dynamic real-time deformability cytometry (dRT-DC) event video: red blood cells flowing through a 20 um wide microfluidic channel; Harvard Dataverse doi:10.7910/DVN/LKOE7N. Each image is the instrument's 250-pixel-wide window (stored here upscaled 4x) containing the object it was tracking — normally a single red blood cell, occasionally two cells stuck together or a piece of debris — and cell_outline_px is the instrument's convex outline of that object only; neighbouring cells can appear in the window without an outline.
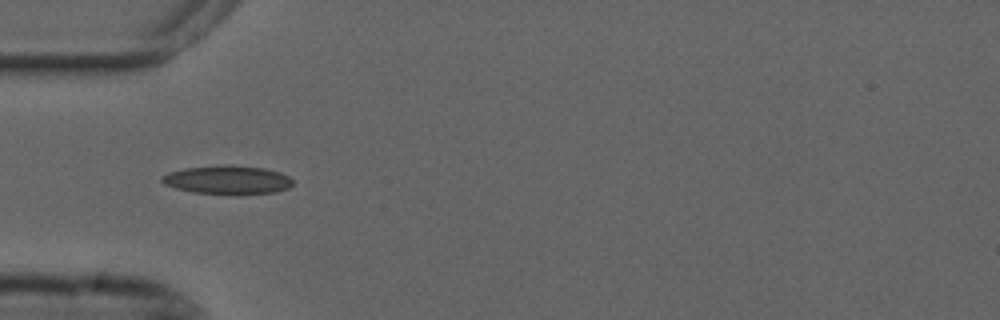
{"species": "common noctule bat (a hibernating species)", "species_latin": "Nyctalus noctula", "temperature_condition": "cold", "stored_images_in_passage": 10, "camera_frame_rate_fps": 3000, "um_per_image_px": 0.085, "animal": {"sex": "male", "forearm_length_mm": 52.5}, "frame": {"image": 1, "passage_image": 4, "time_ms": 1.0, "image_size_px": [1000, 320], "cell_outline_px": [[292, 184], [288, 188], [276, 192], [240, 196], [232, 196], [192, 192], [176, 188], [164, 184], [160, 180], [160, 176], [168, 172], [184, 168], [224, 164], [232, 164], [264, 168], [280, 172], [288, 176], [292, 180]], "centroid_in_image_um": [19.33, 15.31], "position_along_channel_um": 65.7, "area_um2": 22.66}}
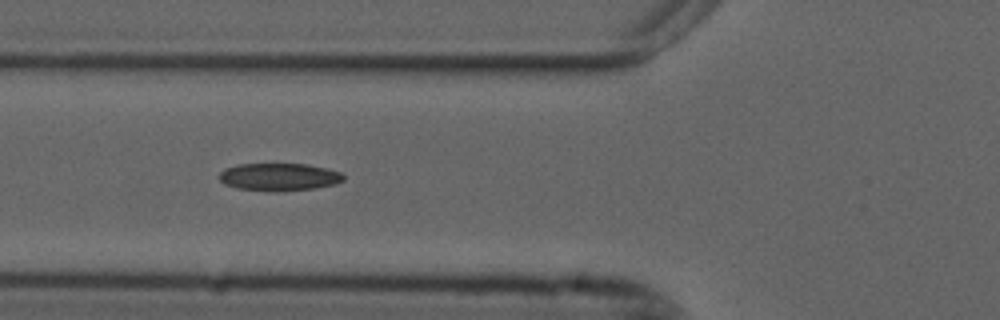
{"frame": {"image": 2, "passage_image": 7, "time_ms": 2.0, "image_size_px": [1000, 320], "cell_outline_px": [[344, 180], [336, 184], [316, 188], [276, 192], [272, 192], [236, 188], [224, 184], [220, 180], [220, 172], [224, 168], [236, 164], [304, 164], [328, 168], [340, 172], [344, 176]], "centroid_in_image_um": [23.72, 15.05], "position_along_channel_um": 102.1, "area_um2": 20.23}}
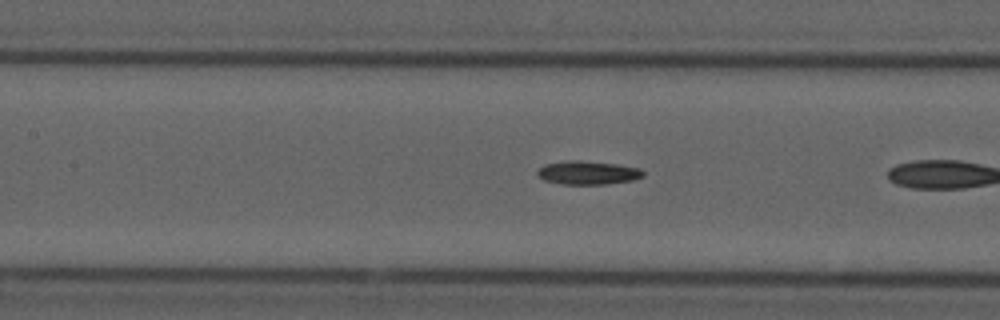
{"frame": {"image": 3, "passage_image": 9, "time_ms": 2.667, "image_size_px": [1000, 320], "cell_outline_px": [[644, 176], [632, 180], [608, 184], [564, 184], [544, 180], [536, 172], [544, 164], [568, 160], [580, 160], [616, 164], [640, 168], [644, 172]], "centroid_in_image_um": [49.98, 14.67], "position_along_channel_um": 157.4, "area_um2": 14.45}}